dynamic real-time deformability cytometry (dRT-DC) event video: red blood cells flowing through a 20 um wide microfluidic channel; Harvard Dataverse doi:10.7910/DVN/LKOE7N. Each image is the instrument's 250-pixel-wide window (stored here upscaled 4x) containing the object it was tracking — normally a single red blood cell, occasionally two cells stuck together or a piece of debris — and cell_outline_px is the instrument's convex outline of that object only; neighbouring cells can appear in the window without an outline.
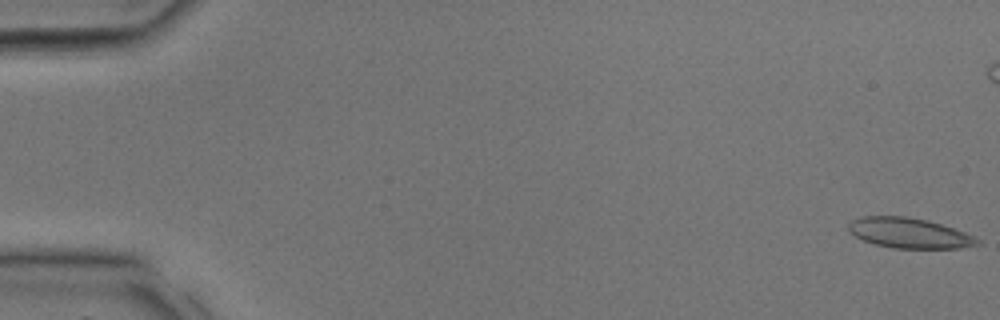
{"species": "common noctule bat (a hibernating species)", "species_latin": "Nyctalus noctula", "temperature_condition": "room temperature", "stored_images_in_passage": 33, "camera_frame_rate_fps": 3000, "um_per_image_px": 0.085, "animal": {"sex": "male", "body_mass_g": 17.9, "forearm_length_mm": 54.2}, "frame": {"image": 1, "passage_image": 1, "time_ms": 0.0, "image_size_px": [1000, 320], "cell_outline_px": [[980, 244], [960, 248], [892, 248], [876, 244], [864, 240], [856, 236], [848, 228], [848, 224], [852, 220], [860, 216], [904, 216], [928, 220], [964, 232], [980, 240]], "centroid_in_image_um": [77.28, 19.8], "position_along_channel_um": 7.7, "area_um2": 22.43}}
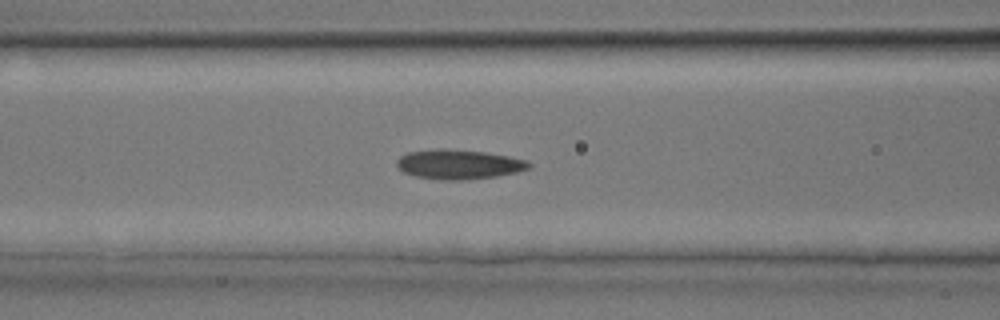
{"frame": {"image": 2, "passage_image": 14, "time_ms": 4.333, "image_size_px": [1000, 320], "cell_outline_px": [[532, 164], [528, 168], [516, 172], [496, 176], [468, 180], [444, 180], [416, 176], [404, 172], [396, 164], [396, 160], [400, 156], [408, 152], [440, 148], [444, 148], [484, 152], [508, 156], [528, 160]], "centroid_in_image_um": [39.0, 13.96], "position_along_channel_um": 127.6, "area_um2": 22.72}}
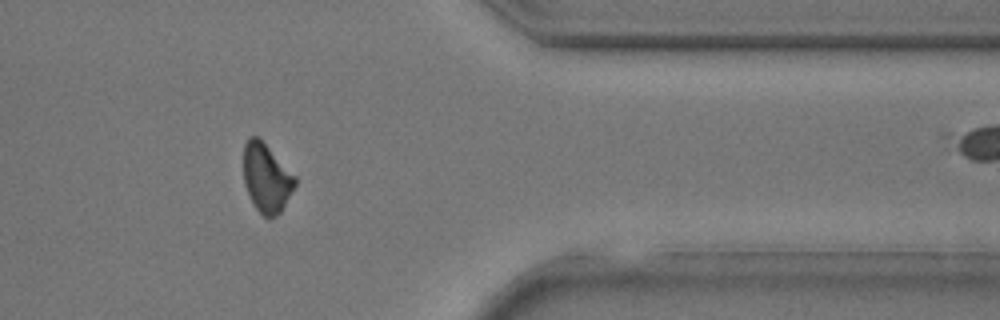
{"frame": {"image": 3, "passage_image": 27, "time_ms": 8.667, "image_size_px": [1000, 320], "cell_outline_px": [[296, 184], [280, 212], [276, 216], [268, 220], [252, 204], [244, 184], [244, 144], [248, 136], [256, 136], [296, 176]], "centroid_in_image_um": [22.63, 15.16], "position_along_channel_um": 388.8, "area_um2": 20.4}}